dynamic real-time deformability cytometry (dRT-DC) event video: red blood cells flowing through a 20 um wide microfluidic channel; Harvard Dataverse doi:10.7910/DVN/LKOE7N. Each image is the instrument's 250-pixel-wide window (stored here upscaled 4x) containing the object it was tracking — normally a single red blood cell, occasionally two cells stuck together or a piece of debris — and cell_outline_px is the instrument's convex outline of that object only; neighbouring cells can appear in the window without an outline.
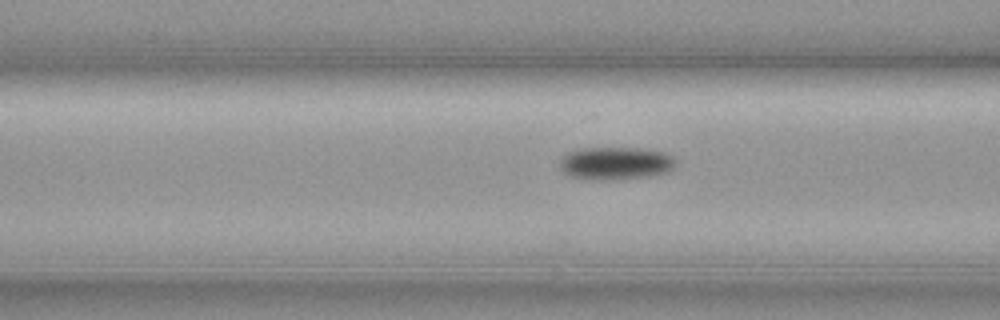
{"species": "common noctule bat (a hibernating species)", "species_latin": "Nyctalus noctula", "temperature_condition": "cold", "stored_images_in_passage": 21, "camera_frame_rate_fps": 3000, "um_per_image_px": 0.085, "animal": {"sex": "female", "body_mass_g": 19.3, "forearm_length_mm": 54.1}, "frame": {"image": 1, "passage_image": 18, "time_ms": 5.667, "image_size_px": [1000, 320], "cell_outline_px": [[676, 164], [672, 168], [664, 172], [644, 176], [600, 180], [572, 176], [564, 172], [560, 168], [560, 160], [568, 152], [580, 148], [644, 148], [664, 152], [672, 156], [676, 160]], "centroid_in_image_um": [52.32, 13.85], "position_along_channel_um": 114.3, "area_um2": 21.73}}